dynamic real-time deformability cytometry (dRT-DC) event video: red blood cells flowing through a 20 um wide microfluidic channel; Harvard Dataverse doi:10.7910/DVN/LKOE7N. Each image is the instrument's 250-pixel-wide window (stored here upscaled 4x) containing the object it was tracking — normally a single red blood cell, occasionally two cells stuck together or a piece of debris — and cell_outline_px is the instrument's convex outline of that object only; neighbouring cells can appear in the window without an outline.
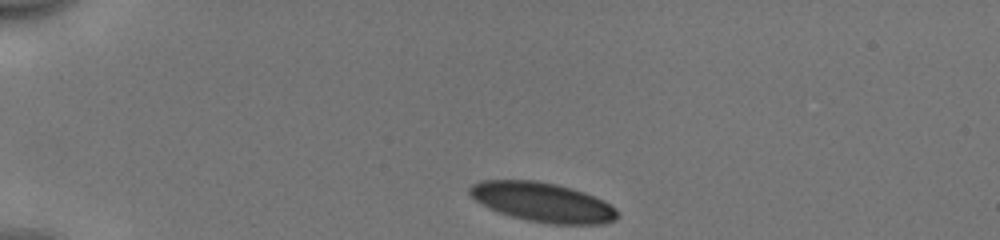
{"species": "human", "species_latin": "Homo sapiens", "temperature_condition": "cold", "stored_images_in_passage": 35, "camera_frame_rate_fps": 3000, "um_per_image_px": 0.085, "donor": {"sex": "male"}, "frame": {"image": 1, "passage_image": 1, "time_ms": 0.0, "image_size_px": [1000, 240], "cell_outline_px": [[616, 220], [604, 224], [552, 224], [528, 220], [512, 216], [500, 212], [480, 204], [468, 192], [468, 188], [472, 184], [480, 180], [536, 180], [556, 184], [572, 188], [584, 192], [616, 208]], "centroid_in_image_um": [46.09, 17.18], "position_along_channel_um": 38.9, "area_um2": 33.64}}
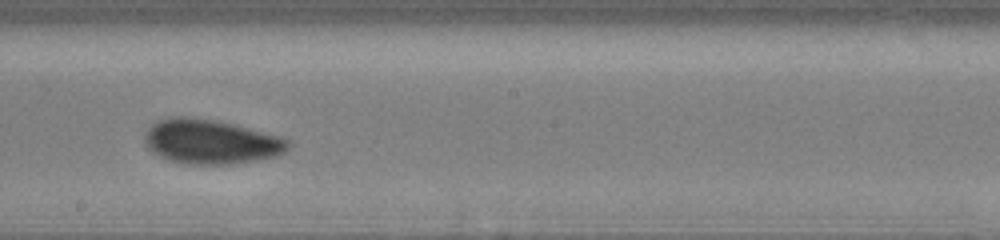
{"frame": {"image": 2, "passage_image": 20, "time_ms": 6.333, "image_size_px": [1000, 240], "cell_outline_px": [[292, 144], [284, 152], [276, 156], [256, 160], [228, 164], [184, 164], [168, 160], [152, 152], [148, 148], [144, 140], [144, 136], [148, 128], [156, 120], [172, 116], [184, 116], [216, 120], [280, 136], [288, 140]], "centroid_in_image_um": [17.89, 12.04], "position_along_channel_um": 230.3, "area_um2": 37.22}}
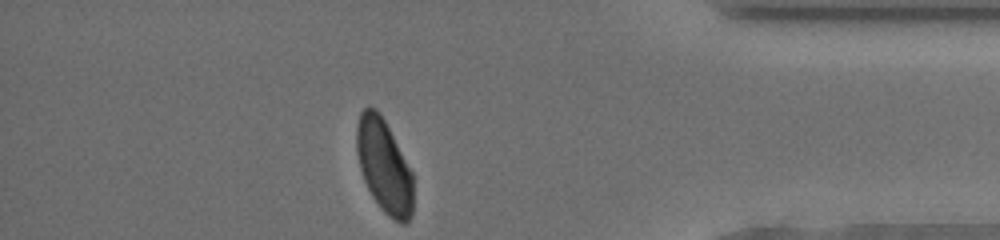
{"frame": {"image": 3, "passage_image": 35, "time_ms": 11.333, "image_size_px": [1000, 240], "cell_outline_px": [[412, 216], [404, 224], [400, 224], [388, 216], [380, 208], [372, 196], [364, 180], [360, 168], [356, 152], [356, 124], [360, 112], [368, 104], [376, 108], [380, 112], [412, 172]], "centroid_in_image_um": [32.62, 14.09], "position_along_channel_um": 402.6, "area_um2": 30.92}, "authors_computed_cell_mechanics": {"area_um2": 35.8938, "velocity_mm_per_s": 3.9518, "shape_relaxation_time_tau1_ms": 5.3419, "shape_relaxation_time_tau2_ms": 1.4627, "deformation_change_tau1": 0.118, "deformation_change_tau2": 0.0559}}